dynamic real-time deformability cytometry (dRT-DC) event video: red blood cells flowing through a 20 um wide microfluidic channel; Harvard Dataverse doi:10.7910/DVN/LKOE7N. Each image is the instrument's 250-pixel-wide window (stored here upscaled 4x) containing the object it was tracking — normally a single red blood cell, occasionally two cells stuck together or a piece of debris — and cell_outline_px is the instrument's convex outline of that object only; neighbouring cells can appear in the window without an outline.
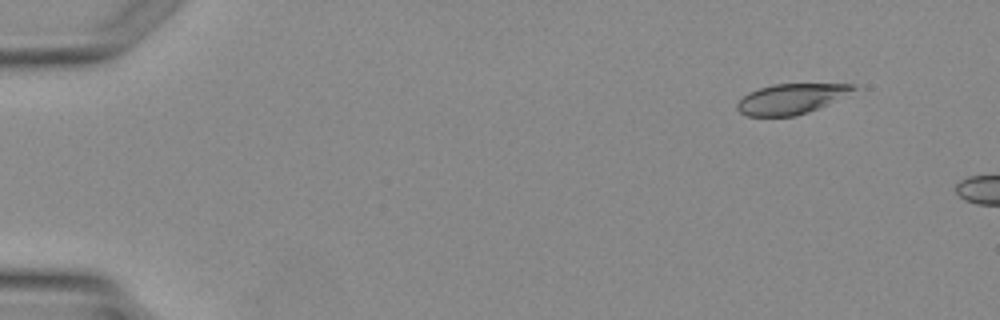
{"species": "Egyptian fruit bat (a non-hibernating species)", "species_latin": "Rousettus aegyptiacus", "temperature_condition": "warm", "stored_images_in_passage": 4, "camera_frame_rate_fps": 3000, "um_per_image_px": 0.085, "animal": {"sex": "female"}, "frame": {"image": 1, "passage_image": 1, "time_ms": 0.0, "image_size_px": [1000, 320], "cell_outline_px": [[856, 88], [808, 112], [796, 116], [748, 116], [740, 112], [736, 108], [736, 104], [748, 92], [772, 84], [856, 84]], "centroid_in_image_um": [67.13, 8.4], "position_along_channel_um": 17.9, "area_um2": 19.83}}